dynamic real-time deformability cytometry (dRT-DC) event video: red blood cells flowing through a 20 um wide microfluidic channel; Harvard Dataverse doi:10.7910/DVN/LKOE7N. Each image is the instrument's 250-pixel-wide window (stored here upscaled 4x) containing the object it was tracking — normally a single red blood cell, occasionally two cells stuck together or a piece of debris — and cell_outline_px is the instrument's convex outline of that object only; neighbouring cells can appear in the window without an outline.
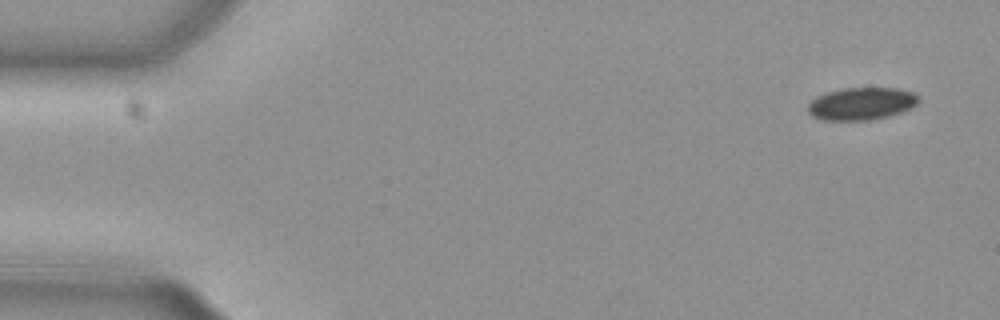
{"species": "common noctule bat (a hibernating species)", "species_latin": "Nyctalus noctula", "temperature_condition": "cold", "stored_images_in_passage": 52, "camera_frame_rate_fps": 3000, "um_per_image_px": 0.085, "animal": {"sex": "female", "body_mass_g": 29.2, "forearm_length_mm": 56.3}, "frame": {"image": 1, "passage_image": 1, "time_ms": 0.0, "image_size_px": [1000, 320], "cell_outline_px": [[920, 100], [912, 108], [888, 116], [868, 120], [824, 120], [812, 116], [808, 112], [808, 104], [816, 96], [828, 92], [844, 88], [896, 88], [912, 92]], "centroid_in_image_um": [73.21, 8.81], "position_along_channel_um": 11.8, "area_um2": 20.81}}
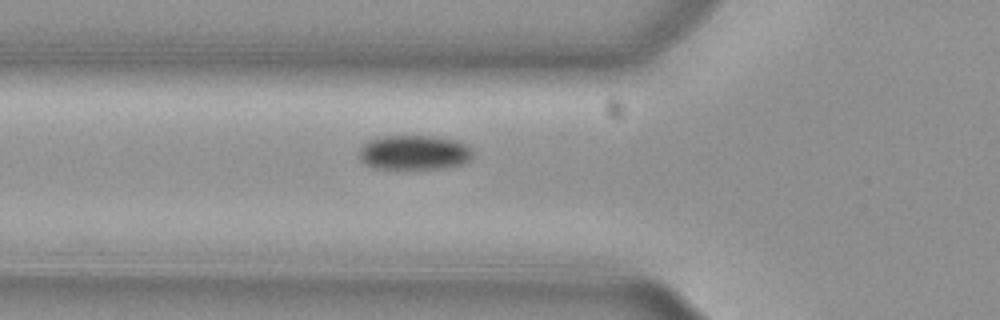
{"frame": {"image": 2, "passage_image": 17, "time_ms": 5.333, "image_size_px": [1000, 320], "cell_outline_px": [[472, 156], [468, 160], [460, 164], [440, 168], [372, 168], [364, 164], [360, 160], [360, 148], [368, 140], [380, 136], [428, 136], [456, 140], [468, 144], [472, 152]], "centroid_in_image_um": [35.17, 12.95], "position_along_channel_um": 90.6, "area_um2": 22.77}}
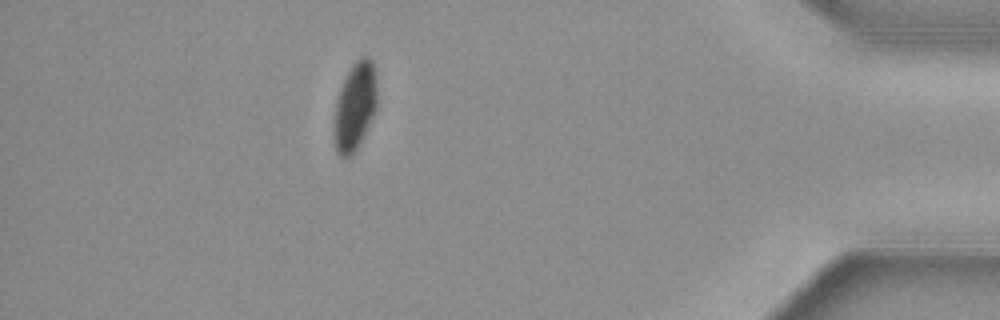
{"frame": {"image": 3, "passage_image": 46, "time_ms": 15.0, "image_size_px": [1000, 320], "cell_outline_px": [[376, 108], [352, 156], [344, 160], [336, 152], [336, 100], [340, 88], [352, 64], [360, 56], [368, 56], [372, 60], [376, 84]], "centroid_in_image_um": [30.18, 9.0], "position_along_channel_um": 405.0, "area_um2": 21.27}, "authors_computed_cell_mechanics": {"area_um2": 22.8888, "velocity_mm_per_s": 3.7917, "shape_relaxation_time_tau1_ms": 2.7999, "shape_relaxation_time_tau2_ms": null, "deformation_change_tau1": 0.0694, "deformation_change_tau2": null}}